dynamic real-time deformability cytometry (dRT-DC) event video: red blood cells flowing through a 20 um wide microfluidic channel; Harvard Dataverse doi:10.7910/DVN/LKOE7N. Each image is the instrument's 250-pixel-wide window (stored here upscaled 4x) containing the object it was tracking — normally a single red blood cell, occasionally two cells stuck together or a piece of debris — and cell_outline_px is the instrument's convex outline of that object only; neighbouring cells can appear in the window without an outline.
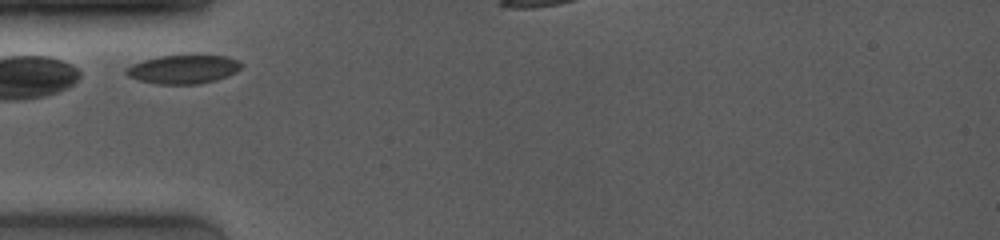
{"species": "common noctule bat (a hibernating species)", "species_latin": "Nyctalus noctula", "temperature_condition": "room temperature", "stored_images_in_passage": 10, "camera_frame_rate_fps": 4000, "um_per_image_px": 0.085, "animal": {"sex": "female", "body_mass_g": 19.0, "forearm_length_mm": 53.3}, "frame": {"image": 1, "passage_image": 1, "time_ms": 0.0, "image_size_px": [1000, 240], "cell_outline_px": [[240, 68], [236, 72], [228, 76], [216, 80], [200, 84], [160, 84], [140, 80], [128, 76], [124, 72], [124, 68], [132, 64], [144, 60], [160, 56], [224, 56], [236, 60], [240, 64]], "centroid_in_image_um": [15.54, 5.9], "position_along_channel_um": 69.5, "area_um2": 18.96}}